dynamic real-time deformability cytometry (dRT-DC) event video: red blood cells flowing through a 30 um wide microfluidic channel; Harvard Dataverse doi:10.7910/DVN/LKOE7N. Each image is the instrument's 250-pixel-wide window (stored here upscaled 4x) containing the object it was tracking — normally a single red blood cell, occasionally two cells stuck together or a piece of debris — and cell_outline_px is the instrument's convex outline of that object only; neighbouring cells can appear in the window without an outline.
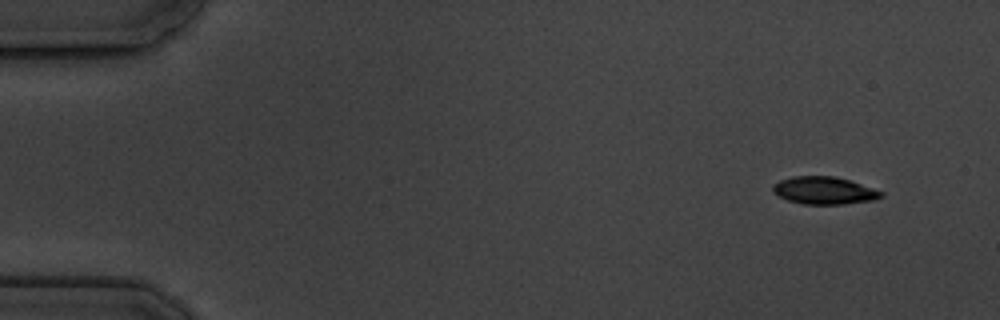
{"species": "common noctule bat (a hibernating species)", "species_latin": "Nyctalus noctula", "temperature_condition": "cold", "stored_images_in_passage": 4, "camera_frame_rate_fps": 3000, "um_per_image_px": 0.085, "animal": {"sex": "male", "body_mass_g": 19.5, "forearm_length_mm": 54.6}, "frame": {"image": 1, "passage_image": 1, "time_ms": 0.0, "image_size_px": [1000, 320], "cell_outline_px": [[884, 196], [872, 200], [844, 204], [804, 204], [788, 200], [772, 192], [772, 184], [780, 180], [792, 176], [836, 176], [884, 192]], "centroid_in_image_um": [70.03, 16.19], "position_along_channel_um": 15.0, "area_um2": 17.28}}